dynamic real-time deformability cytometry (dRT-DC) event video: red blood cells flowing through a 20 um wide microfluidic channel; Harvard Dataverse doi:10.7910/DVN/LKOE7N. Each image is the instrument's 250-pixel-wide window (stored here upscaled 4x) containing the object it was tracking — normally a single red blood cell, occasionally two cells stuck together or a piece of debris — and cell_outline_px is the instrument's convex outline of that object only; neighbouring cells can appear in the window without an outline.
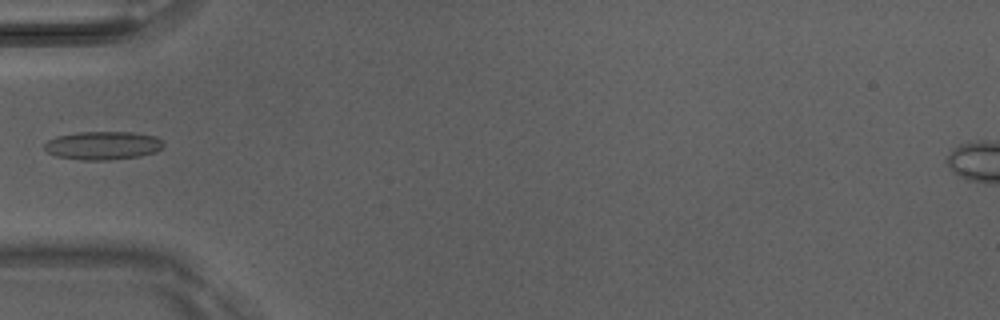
{"species": "Egyptian fruit bat (a non-hibernating species)", "species_latin": "Rousettus aegyptiacus", "temperature_condition": "room temperature", "stored_images_in_passage": 2, "camera_frame_rate_fps": 3000, "um_per_image_px": 0.085, "animal": {"sex": "male"}, "frame": {"image": 1, "passage_image": 2, "time_ms": 0.333, "image_size_px": [1000, 320], "cell_outline_px": [[164, 148], [156, 152], [140, 156], [108, 160], [84, 160], [56, 156], [48, 152], [44, 148], [44, 144], [48, 140], [56, 136], [80, 132], [136, 132], [156, 136], [164, 144]], "centroid_in_image_um": [8.77, 12.36], "position_along_channel_um": 76.2, "area_um2": 19.77}}